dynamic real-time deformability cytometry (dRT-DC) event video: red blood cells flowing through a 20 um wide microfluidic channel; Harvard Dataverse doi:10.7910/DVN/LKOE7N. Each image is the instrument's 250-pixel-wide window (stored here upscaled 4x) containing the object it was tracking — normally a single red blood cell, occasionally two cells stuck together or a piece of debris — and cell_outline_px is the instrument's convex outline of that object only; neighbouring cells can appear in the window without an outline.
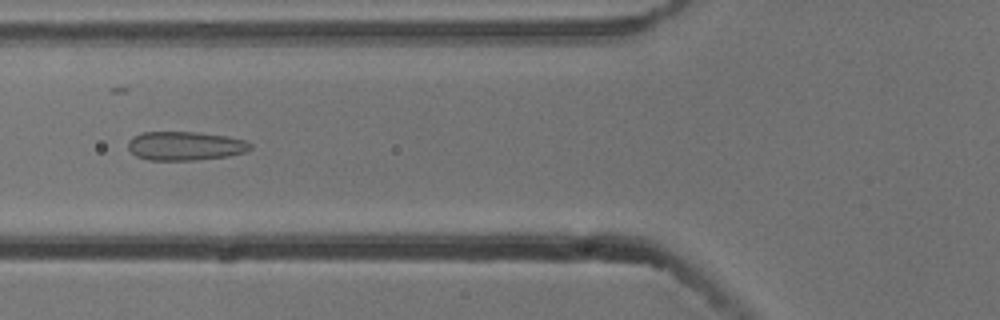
{"species": "common noctule bat (a hibernating species)", "species_latin": "Nyctalus noctula", "temperature_condition": "cold", "stored_images_in_passage": 8, "camera_frame_rate_fps": 3000, "um_per_image_px": 0.085, "animal": {"sex": "male", "body_mass_g": 13.3}, "frame": {"image": 1, "passage_image": 6, "time_ms": 1.667, "image_size_px": [1000, 320], "cell_outline_px": [[252, 148], [244, 152], [228, 156], [196, 160], [148, 160], [136, 156], [128, 148], [128, 140], [132, 136], [140, 132], [196, 132], [228, 136], [244, 140], [252, 144]], "centroid_in_image_um": [15.72, 12.4], "position_along_channel_um": 110.1, "area_um2": 20.69}}
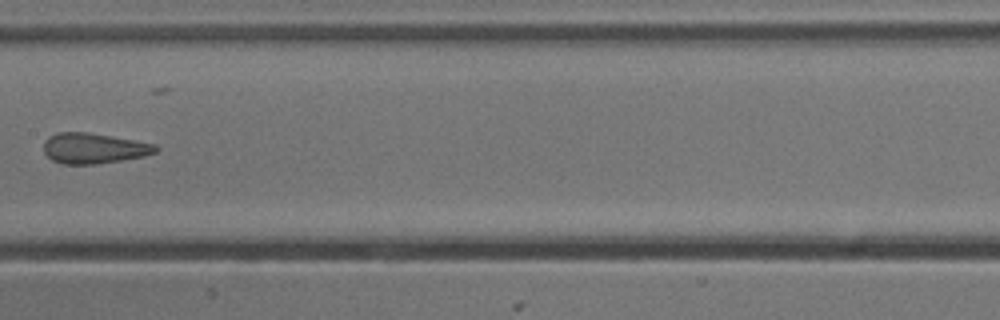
{"frame": {"image": 2, "passage_image": 8, "time_ms": 2.333, "image_size_px": [1000, 320], "cell_outline_px": [[160, 148], [156, 152], [144, 156], [96, 164], [64, 164], [52, 160], [44, 152], [44, 140], [48, 136], [56, 132], [88, 132], [112, 136], [156, 144]], "centroid_in_image_um": [7.96, 12.59], "position_along_channel_um": 199.4, "area_um2": 19.94}}